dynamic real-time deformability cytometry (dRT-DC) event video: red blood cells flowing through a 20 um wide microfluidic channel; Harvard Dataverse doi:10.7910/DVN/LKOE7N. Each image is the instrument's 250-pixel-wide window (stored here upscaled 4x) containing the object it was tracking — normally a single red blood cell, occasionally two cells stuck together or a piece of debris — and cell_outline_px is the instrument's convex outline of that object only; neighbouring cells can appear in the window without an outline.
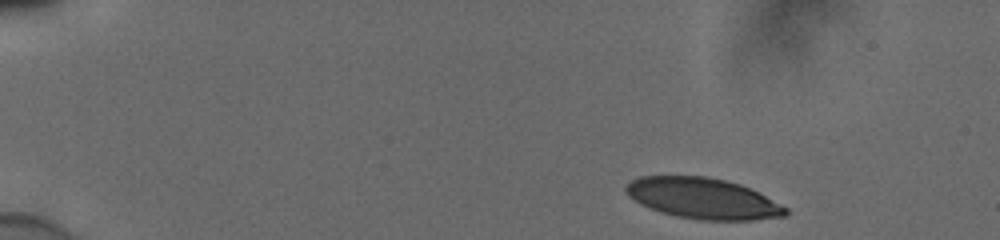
{"species": "human", "species_latin": "Homo sapiens", "temperature_condition": "cold", "stored_images_in_passage": 48, "camera_frame_rate_fps": 3000, "um_per_image_px": 0.085, "donor": {"sex": "male"}, "frame": {"image": 1, "passage_image": 1, "time_ms": 0.0, "image_size_px": [1000, 240], "cell_outline_px": [[788, 216], [756, 220], [700, 220], [676, 216], [660, 212], [640, 204], [628, 196], [624, 188], [632, 180], [640, 176], [708, 176], [740, 184], [788, 208]], "centroid_in_image_um": [59.74, 16.87], "position_along_channel_um": 25.3, "area_um2": 37.92}}
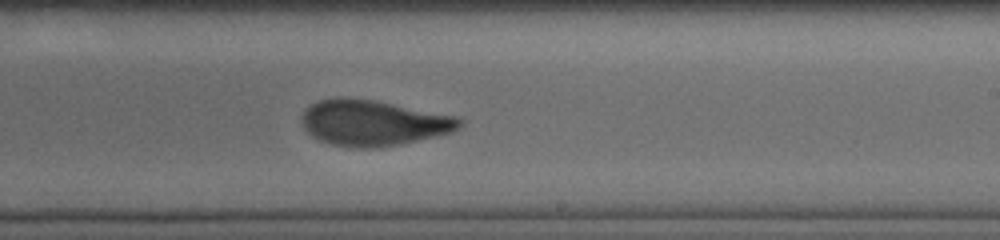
{"frame": {"image": 2, "passage_image": 28, "time_ms": 9.0, "image_size_px": [1000, 240], "cell_outline_px": [[464, 124], [452, 132], [416, 140], [376, 148], [356, 148], [332, 144], [320, 140], [312, 136], [304, 128], [300, 116], [312, 104], [320, 100], [372, 100], [456, 116], [464, 120]], "centroid_in_image_um": [31.76, 10.47], "position_along_channel_um": 257.2, "area_um2": 40.86}}
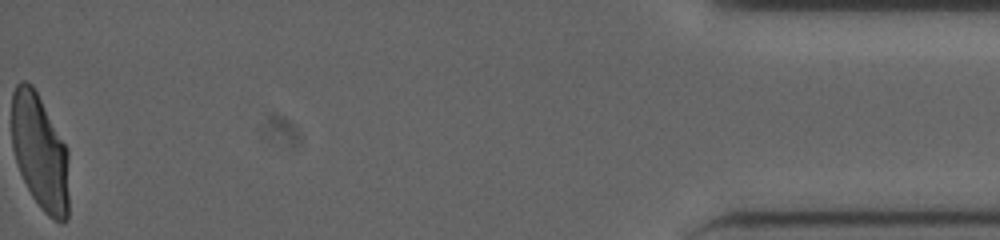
{"frame": {"image": 3, "passage_image": 48, "time_ms": 15.667, "image_size_px": [1000, 240], "cell_outline_px": [[68, 220], [60, 224], [52, 220], [40, 208], [32, 196], [20, 172], [12, 148], [12, 92], [16, 84], [20, 80], [24, 80], [32, 84], [68, 148]], "centroid_in_image_um": [3.4, 12.95], "position_along_channel_um": 431.8, "area_um2": 38.96}, "authors_computed_cell_mechanics": {"area_um2": 40.9513, "velocity_mm_per_s": 3.8532, "shape_relaxation_time_tau1_ms": null, "shape_relaxation_time_tau2_ms": 1.3728, "deformation_change_tau1": null, "deformation_change_tau2": 0.0772}}